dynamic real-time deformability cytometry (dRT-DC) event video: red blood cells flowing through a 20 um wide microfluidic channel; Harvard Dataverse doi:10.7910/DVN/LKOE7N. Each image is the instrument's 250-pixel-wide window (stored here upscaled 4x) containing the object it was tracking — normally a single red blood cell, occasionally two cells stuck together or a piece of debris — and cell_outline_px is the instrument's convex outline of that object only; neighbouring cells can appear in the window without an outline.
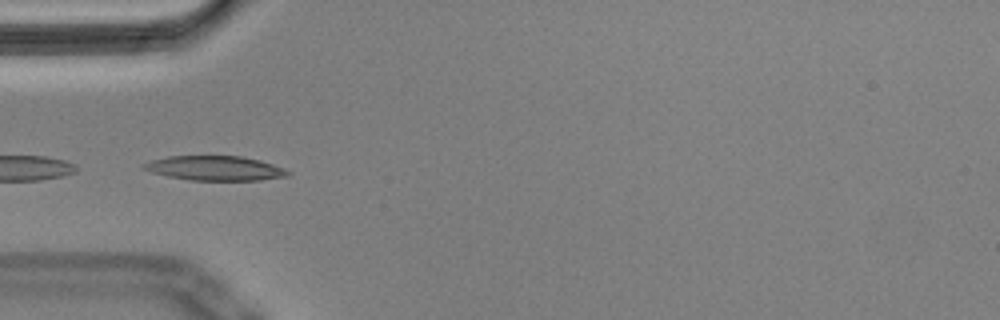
{"species": "Egyptian fruit bat (a non-hibernating species)", "species_latin": "Rousettus aegyptiacus", "temperature_condition": "cold", "stored_images_in_passage": 14, "camera_frame_rate_fps": 3000, "um_per_image_px": 0.085, "animal": {"sex": "male"}, "frame": {"image": 1, "passage_image": 5, "time_ms": 1.333, "image_size_px": [1000, 320], "cell_outline_px": [[292, 172], [288, 176], [260, 180], [192, 180], [168, 176], [152, 172], [140, 168], [144, 164], [152, 160], [168, 156], [240, 156], [260, 160], [284, 168]], "centroid_in_image_um": [18.3, 14.29], "position_along_channel_um": 66.7, "area_um2": 20.52}}